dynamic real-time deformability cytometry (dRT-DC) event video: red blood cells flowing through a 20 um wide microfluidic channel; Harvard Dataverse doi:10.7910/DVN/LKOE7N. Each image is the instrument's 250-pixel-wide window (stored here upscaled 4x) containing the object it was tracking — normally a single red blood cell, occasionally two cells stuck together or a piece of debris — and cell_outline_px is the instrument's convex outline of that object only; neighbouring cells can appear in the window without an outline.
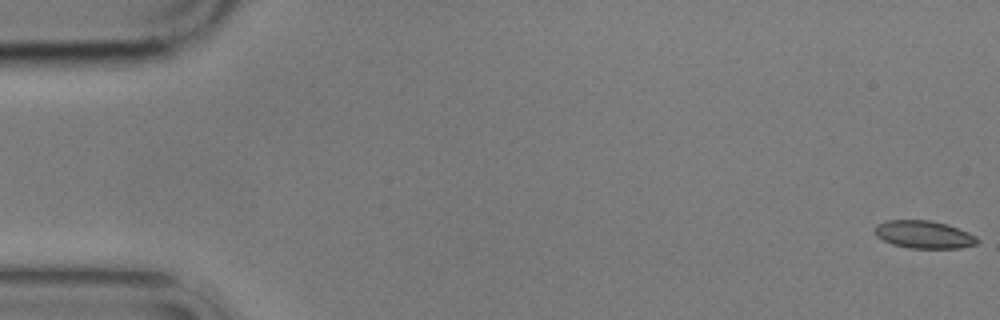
{"species": "common noctule bat (a hibernating species)", "species_latin": "Nyctalus noctula", "temperature_condition": "cold", "stored_images_in_passage": 5, "camera_frame_rate_fps": 3000, "um_per_image_px": 0.085, "animal": {"sex": "male", "body_mass_g": 17.9}, "frame": {"image": 1, "passage_image": 1, "time_ms": 0.0, "image_size_px": [1000, 320], "cell_outline_px": [[980, 240], [976, 244], [960, 248], [908, 248], [892, 244], [876, 236], [876, 224], [888, 220], [928, 220], [944, 224], [968, 232], [976, 236]], "centroid_in_image_um": [78.53, 19.94], "position_along_channel_um": 6.5, "area_um2": 16.36}}
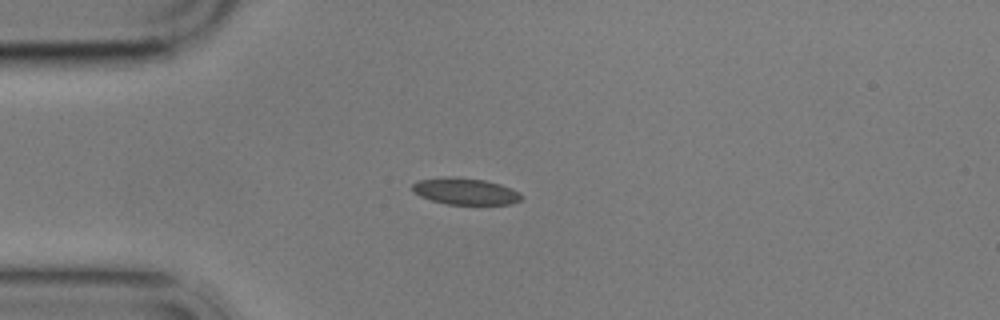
{"frame": {"image": 2, "passage_image": 5, "time_ms": 4.667, "image_size_px": [1000, 320], "cell_outline_px": [[524, 196], [520, 200], [512, 204], [448, 204], [432, 200], [420, 196], [412, 192], [412, 184], [416, 180], [444, 176], [452, 176], [484, 180], [500, 184], [512, 188], [520, 192]], "centroid_in_image_um": [39.54, 16.25], "position_along_channel_um": 45.5, "area_um2": 17.11}}